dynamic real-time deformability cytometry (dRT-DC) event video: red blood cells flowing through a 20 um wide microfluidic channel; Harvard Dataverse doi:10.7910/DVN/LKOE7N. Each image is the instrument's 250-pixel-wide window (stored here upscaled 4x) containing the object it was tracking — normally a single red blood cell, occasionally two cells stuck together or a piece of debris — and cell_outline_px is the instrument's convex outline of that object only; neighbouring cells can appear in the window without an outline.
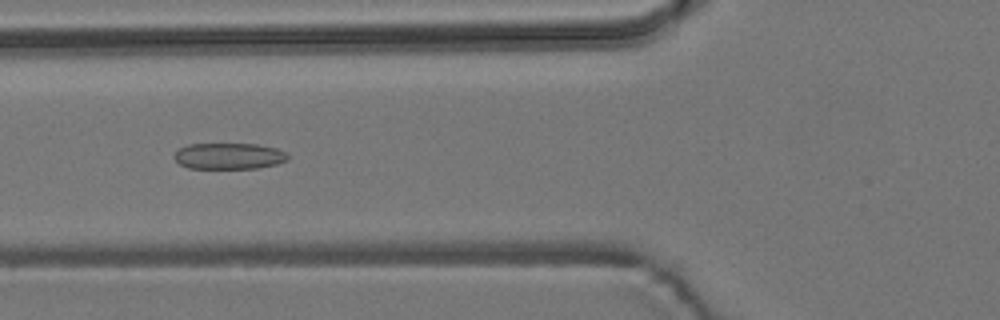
{"species": "common noctule bat (a hibernating species)", "species_latin": "Nyctalus noctula", "temperature_condition": "room temperature", "stored_images_in_passage": 39, "camera_frame_rate_fps": 3000, "um_per_image_px": 0.085, "animal": {"sex": "male", "body_mass_g": 19.2, "forearm_length_mm": 51.8}, "frame": {"image": 1, "passage_image": 5, "time_ms": 1.333, "image_size_px": [1000, 320], "cell_outline_px": [[288, 160], [276, 164], [260, 168], [188, 168], [180, 164], [172, 156], [180, 148], [188, 144], [256, 144], [276, 148], [284, 152], [288, 156]], "centroid_in_image_um": [19.45, 13.27], "position_along_channel_um": 106.4, "area_um2": 17.28}}
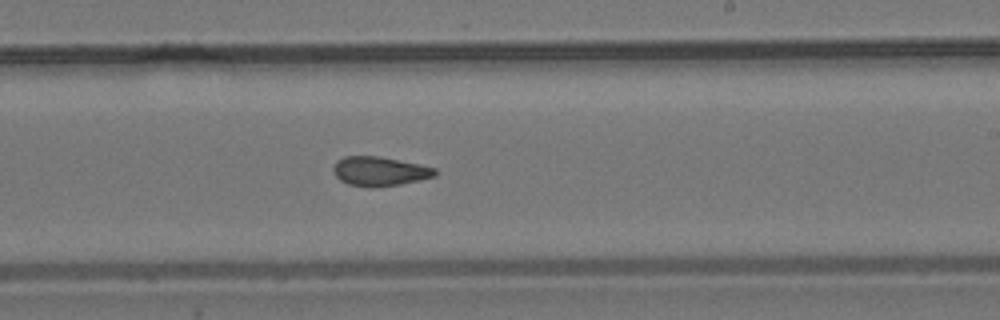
{"frame": {"image": 2, "passage_image": 17, "time_ms": 5.333, "image_size_px": [1000, 320], "cell_outline_px": [[436, 176], [420, 180], [400, 184], [372, 188], [368, 188], [348, 184], [340, 180], [336, 176], [332, 168], [336, 160], [344, 156], [380, 156], [420, 164], [436, 168]], "centroid_in_image_um": [32.26, 14.56], "position_along_channel_um": 256.7, "area_um2": 17.57}}
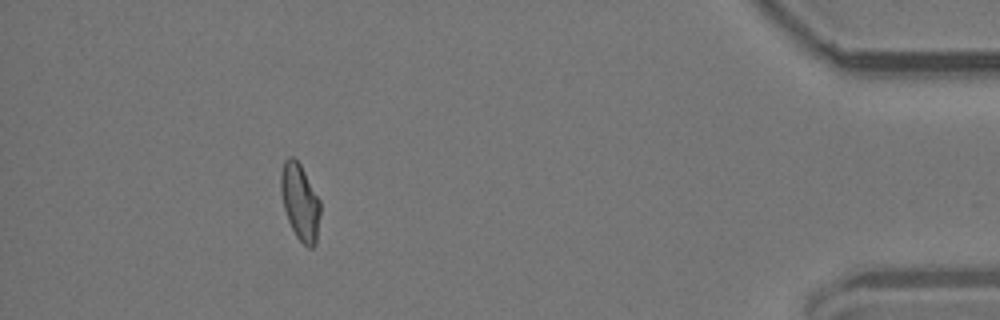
{"frame": {"image": 3, "passage_image": 34, "time_ms": 11.0, "image_size_px": [1000, 320], "cell_outline_px": [[320, 212], [316, 244], [312, 248], [308, 248], [296, 236], [288, 220], [284, 208], [280, 192], [280, 172], [284, 160], [288, 156], [292, 156], [300, 164], [320, 200]], "centroid_in_image_um": [25.49, 17.16], "position_along_channel_um": 409.7, "area_um2": 17.57}, "authors_computed_cell_mechanics": {"area_um2": 17.4556, "velocity_mm_per_s": 3.7636, "shape_relaxation_time_tau1_ms": null, "shape_relaxation_time_tau2_ms": 1.4489, "deformation_change_tau1": null, "deformation_change_tau2": 0.0744}}